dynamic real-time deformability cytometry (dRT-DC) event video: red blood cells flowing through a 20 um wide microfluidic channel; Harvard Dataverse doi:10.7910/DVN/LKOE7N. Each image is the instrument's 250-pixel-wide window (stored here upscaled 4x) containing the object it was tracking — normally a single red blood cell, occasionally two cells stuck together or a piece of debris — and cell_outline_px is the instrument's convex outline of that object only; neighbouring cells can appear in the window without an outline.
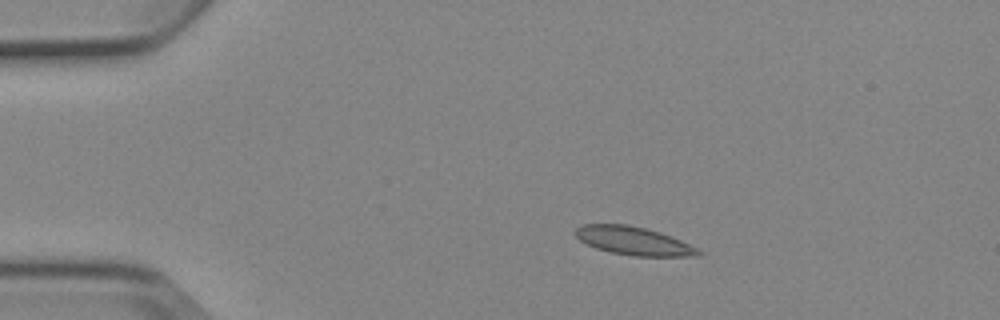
{"species": "Egyptian fruit bat (a non-hibernating species)", "species_latin": "Rousettus aegyptiacus", "temperature_condition": "cold", "stored_images_in_passage": 7, "camera_frame_rate_fps": 3000, "um_per_image_px": 0.085, "animal": {"sex": "female"}, "frame": {"image": 1, "passage_image": 3, "time_ms": 3.0, "image_size_px": [1000, 320], "cell_outline_px": [[704, 252], [700, 256], [632, 256], [612, 252], [596, 248], [580, 240], [572, 232], [580, 224], [628, 224], [660, 232], [680, 240]], "centroid_in_image_um": [53.83, 20.47], "position_along_channel_um": 31.2, "area_um2": 20.23}}
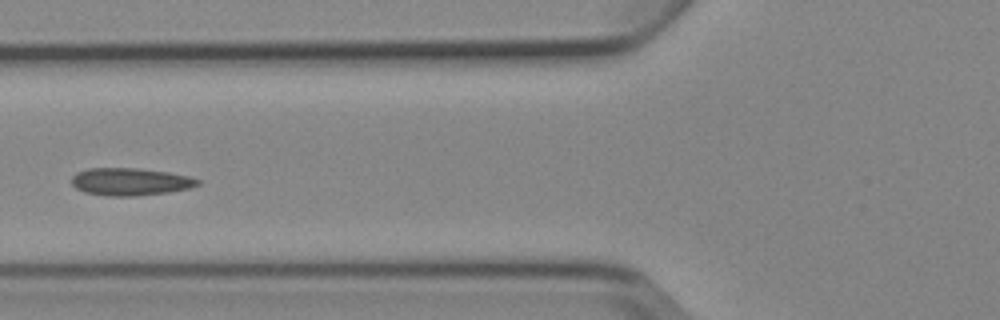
{"frame": {"image": 2, "passage_image": 6, "time_ms": 6.667, "image_size_px": [1000, 320], "cell_outline_px": [[200, 184], [192, 188], [168, 192], [136, 196], [108, 196], [84, 192], [76, 188], [72, 184], [72, 176], [76, 172], [88, 168], [140, 168], [168, 172], [188, 176], [200, 180]], "centroid_in_image_um": [11.08, 15.44], "position_along_channel_um": 114.7, "area_um2": 20.35}}
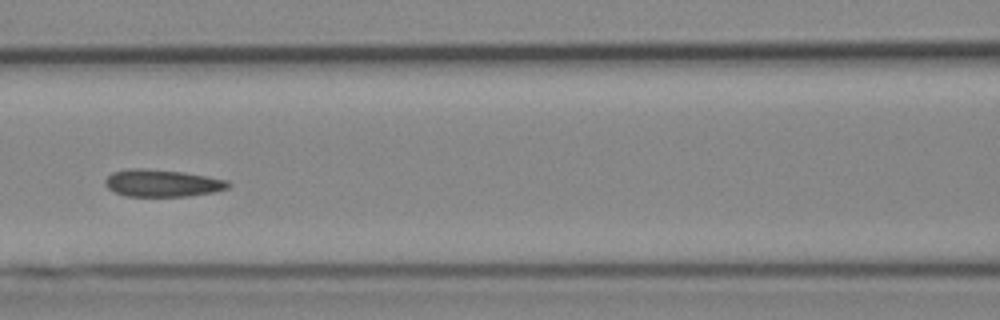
{"frame": {"image": 3, "passage_image": 7, "time_ms": 7.667, "image_size_px": [1000, 320], "cell_outline_px": [[232, 184], [228, 188], [212, 192], [188, 196], [128, 196], [116, 192], [108, 188], [104, 184], [104, 180], [112, 172], [132, 168], [140, 168], [184, 172], [208, 176], [228, 180]], "centroid_in_image_um": [13.81, 15.56], "position_along_channel_um": 152.8, "area_um2": 19.48}}